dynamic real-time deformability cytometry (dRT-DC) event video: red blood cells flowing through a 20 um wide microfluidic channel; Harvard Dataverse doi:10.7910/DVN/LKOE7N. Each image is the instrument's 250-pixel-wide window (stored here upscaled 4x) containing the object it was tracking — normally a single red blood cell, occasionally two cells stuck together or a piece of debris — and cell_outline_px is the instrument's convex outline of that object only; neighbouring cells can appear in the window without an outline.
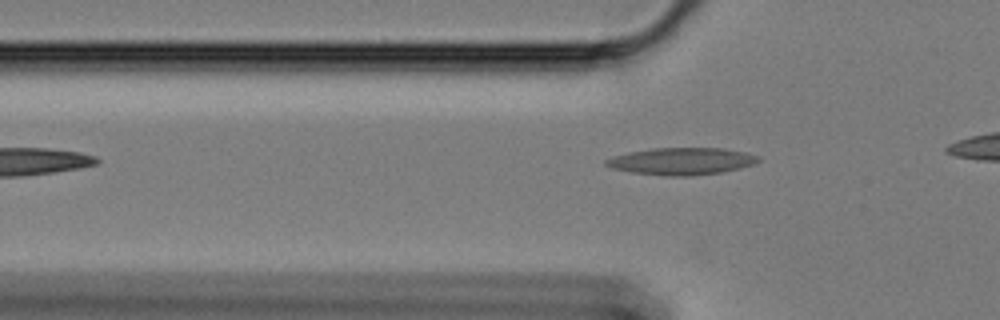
{"species": "Egyptian fruit bat (a non-hibernating species)", "species_latin": "Rousettus aegyptiacus", "temperature_condition": "cold", "stored_images_in_passage": 13, "camera_frame_rate_fps": 3000, "um_per_image_px": 0.085, "animal": {"sex": "female"}, "frame": {"image": 1, "passage_image": 2, "time_ms": 0.333, "image_size_px": [1000, 320], "cell_outline_px": [[760, 160], [752, 164], [740, 168], [720, 172], [692, 176], [664, 176], [632, 172], [612, 168], [604, 164], [604, 160], [612, 156], [628, 152], [652, 148], [724, 148], [744, 152], [760, 156]], "centroid_in_image_um": [57.9, 13.7], "position_along_channel_um": 67.9, "area_um2": 24.1}}
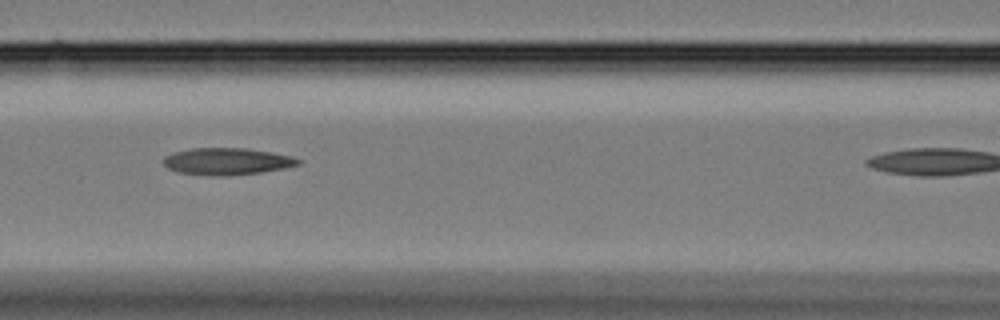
{"frame": {"image": 2, "passage_image": 9, "time_ms": 2.667, "image_size_px": [1000, 320], "cell_outline_px": [[300, 164], [284, 168], [260, 172], [224, 176], [212, 176], [180, 172], [168, 168], [164, 164], [164, 156], [172, 152], [192, 148], [248, 148], [292, 156], [300, 160]], "centroid_in_image_um": [19.28, 13.71], "position_along_channel_um": 147.3, "area_um2": 21.04}}
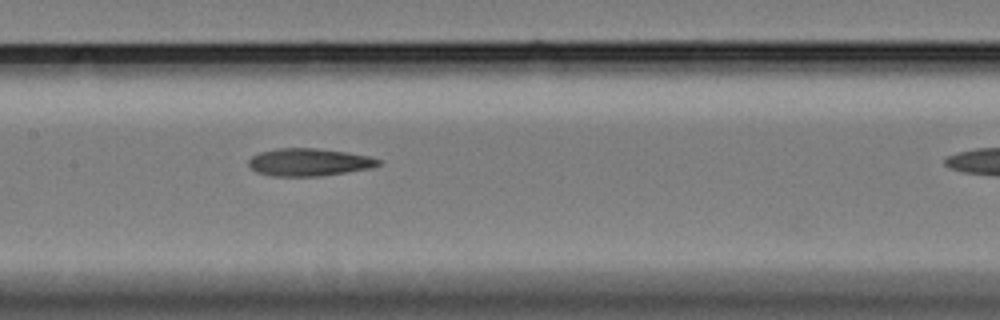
{"frame": {"image": 3, "passage_image": 12, "time_ms": 3.667, "image_size_px": [1000, 320], "cell_outline_px": [[380, 164], [372, 168], [320, 176], [272, 176], [256, 172], [248, 164], [248, 160], [252, 156], [260, 152], [276, 148], [316, 148], [344, 152], [368, 156], [380, 160]], "centroid_in_image_um": [26.23, 13.79], "position_along_channel_um": 181.2, "area_um2": 20.75}}